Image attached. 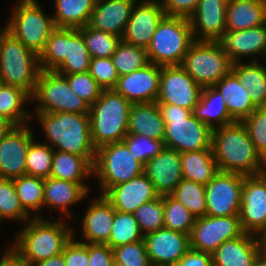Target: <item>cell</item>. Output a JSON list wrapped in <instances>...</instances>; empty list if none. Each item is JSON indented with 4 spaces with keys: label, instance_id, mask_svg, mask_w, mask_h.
Masks as SVG:
<instances>
[{
    "label": "cell",
    "instance_id": "obj_1",
    "mask_svg": "<svg viewBox=\"0 0 266 266\" xmlns=\"http://www.w3.org/2000/svg\"><path fill=\"white\" fill-rule=\"evenodd\" d=\"M53 219V220H52ZM61 220L31 218L15 234L10 250L26 265L57 256L74 236V231Z\"/></svg>",
    "mask_w": 266,
    "mask_h": 266
},
{
    "label": "cell",
    "instance_id": "obj_2",
    "mask_svg": "<svg viewBox=\"0 0 266 266\" xmlns=\"http://www.w3.org/2000/svg\"><path fill=\"white\" fill-rule=\"evenodd\" d=\"M46 144L54 150L85 157L94 164L96 148L91 137L89 114L35 112Z\"/></svg>",
    "mask_w": 266,
    "mask_h": 266
},
{
    "label": "cell",
    "instance_id": "obj_3",
    "mask_svg": "<svg viewBox=\"0 0 266 266\" xmlns=\"http://www.w3.org/2000/svg\"><path fill=\"white\" fill-rule=\"evenodd\" d=\"M211 148L219 171L245 176L261 174V155L242 122L212 130Z\"/></svg>",
    "mask_w": 266,
    "mask_h": 266
},
{
    "label": "cell",
    "instance_id": "obj_4",
    "mask_svg": "<svg viewBox=\"0 0 266 266\" xmlns=\"http://www.w3.org/2000/svg\"><path fill=\"white\" fill-rule=\"evenodd\" d=\"M131 107L132 103L114 89L102 91L89 109L91 137L96 149L123 141L128 134Z\"/></svg>",
    "mask_w": 266,
    "mask_h": 266
},
{
    "label": "cell",
    "instance_id": "obj_5",
    "mask_svg": "<svg viewBox=\"0 0 266 266\" xmlns=\"http://www.w3.org/2000/svg\"><path fill=\"white\" fill-rule=\"evenodd\" d=\"M165 123L167 148L184 153L212 149V130L199 121L190 109L172 104H158Z\"/></svg>",
    "mask_w": 266,
    "mask_h": 266
},
{
    "label": "cell",
    "instance_id": "obj_6",
    "mask_svg": "<svg viewBox=\"0 0 266 266\" xmlns=\"http://www.w3.org/2000/svg\"><path fill=\"white\" fill-rule=\"evenodd\" d=\"M38 55L4 28L0 29V76L2 84L34 94L40 73Z\"/></svg>",
    "mask_w": 266,
    "mask_h": 266
},
{
    "label": "cell",
    "instance_id": "obj_7",
    "mask_svg": "<svg viewBox=\"0 0 266 266\" xmlns=\"http://www.w3.org/2000/svg\"><path fill=\"white\" fill-rule=\"evenodd\" d=\"M193 41L187 18L165 15L146 49L149 62L159 66L181 65Z\"/></svg>",
    "mask_w": 266,
    "mask_h": 266
},
{
    "label": "cell",
    "instance_id": "obj_8",
    "mask_svg": "<svg viewBox=\"0 0 266 266\" xmlns=\"http://www.w3.org/2000/svg\"><path fill=\"white\" fill-rule=\"evenodd\" d=\"M4 29L39 55L56 28L53 16H46L36 0H18Z\"/></svg>",
    "mask_w": 266,
    "mask_h": 266
},
{
    "label": "cell",
    "instance_id": "obj_9",
    "mask_svg": "<svg viewBox=\"0 0 266 266\" xmlns=\"http://www.w3.org/2000/svg\"><path fill=\"white\" fill-rule=\"evenodd\" d=\"M144 172V166L135 159L122 142L105 144L96 149L93 175L99 181L100 194L111 187L127 182Z\"/></svg>",
    "mask_w": 266,
    "mask_h": 266
},
{
    "label": "cell",
    "instance_id": "obj_10",
    "mask_svg": "<svg viewBox=\"0 0 266 266\" xmlns=\"http://www.w3.org/2000/svg\"><path fill=\"white\" fill-rule=\"evenodd\" d=\"M229 56L219 41L194 40L181 66L201 86H214L232 68Z\"/></svg>",
    "mask_w": 266,
    "mask_h": 266
},
{
    "label": "cell",
    "instance_id": "obj_11",
    "mask_svg": "<svg viewBox=\"0 0 266 266\" xmlns=\"http://www.w3.org/2000/svg\"><path fill=\"white\" fill-rule=\"evenodd\" d=\"M31 100L39 103L35 112L89 114L90 109L70 88L67 79L55 71H40Z\"/></svg>",
    "mask_w": 266,
    "mask_h": 266
},
{
    "label": "cell",
    "instance_id": "obj_12",
    "mask_svg": "<svg viewBox=\"0 0 266 266\" xmlns=\"http://www.w3.org/2000/svg\"><path fill=\"white\" fill-rule=\"evenodd\" d=\"M244 233L239 215L227 217L206 215L195 219L189 235L190 249L213 254L222 243Z\"/></svg>",
    "mask_w": 266,
    "mask_h": 266
},
{
    "label": "cell",
    "instance_id": "obj_13",
    "mask_svg": "<svg viewBox=\"0 0 266 266\" xmlns=\"http://www.w3.org/2000/svg\"><path fill=\"white\" fill-rule=\"evenodd\" d=\"M244 175L219 171L205 185L206 215L227 217L239 215Z\"/></svg>",
    "mask_w": 266,
    "mask_h": 266
},
{
    "label": "cell",
    "instance_id": "obj_14",
    "mask_svg": "<svg viewBox=\"0 0 266 266\" xmlns=\"http://www.w3.org/2000/svg\"><path fill=\"white\" fill-rule=\"evenodd\" d=\"M202 89L181 65L161 66L156 103L177 105L193 112Z\"/></svg>",
    "mask_w": 266,
    "mask_h": 266
},
{
    "label": "cell",
    "instance_id": "obj_15",
    "mask_svg": "<svg viewBox=\"0 0 266 266\" xmlns=\"http://www.w3.org/2000/svg\"><path fill=\"white\" fill-rule=\"evenodd\" d=\"M239 218L245 233H266V175H244Z\"/></svg>",
    "mask_w": 266,
    "mask_h": 266
},
{
    "label": "cell",
    "instance_id": "obj_16",
    "mask_svg": "<svg viewBox=\"0 0 266 266\" xmlns=\"http://www.w3.org/2000/svg\"><path fill=\"white\" fill-rule=\"evenodd\" d=\"M26 125L15 126L0 139V178L15 179L26 175V157L33 130Z\"/></svg>",
    "mask_w": 266,
    "mask_h": 266
},
{
    "label": "cell",
    "instance_id": "obj_17",
    "mask_svg": "<svg viewBox=\"0 0 266 266\" xmlns=\"http://www.w3.org/2000/svg\"><path fill=\"white\" fill-rule=\"evenodd\" d=\"M143 240L154 266H176L190 250L189 235L165 227L145 235Z\"/></svg>",
    "mask_w": 266,
    "mask_h": 266
},
{
    "label": "cell",
    "instance_id": "obj_18",
    "mask_svg": "<svg viewBox=\"0 0 266 266\" xmlns=\"http://www.w3.org/2000/svg\"><path fill=\"white\" fill-rule=\"evenodd\" d=\"M165 16L159 0L136 2L127 22L122 41L147 49L159 21Z\"/></svg>",
    "mask_w": 266,
    "mask_h": 266
},
{
    "label": "cell",
    "instance_id": "obj_19",
    "mask_svg": "<svg viewBox=\"0 0 266 266\" xmlns=\"http://www.w3.org/2000/svg\"><path fill=\"white\" fill-rule=\"evenodd\" d=\"M160 74L161 66L149 63L139 70L119 76L114 90L132 104L156 102Z\"/></svg>",
    "mask_w": 266,
    "mask_h": 266
},
{
    "label": "cell",
    "instance_id": "obj_20",
    "mask_svg": "<svg viewBox=\"0 0 266 266\" xmlns=\"http://www.w3.org/2000/svg\"><path fill=\"white\" fill-rule=\"evenodd\" d=\"M227 3L228 0H199L188 19L194 40L218 41L223 36Z\"/></svg>",
    "mask_w": 266,
    "mask_h": 266
},
{
    "label": "cell",
    "instance_id": "obj_21",
    "mask_svg": "<svg viewBox=\"0 0 266 266\" xmlns=\"http://www.w3.org/2000/svg\"><path fill=\"white\" fill-rule=\"evenodd\" d=\"M144 173L159 196L171 195L183 179L181 154L165 147L161 153L146 163Z\"/></svg>",
    "mask_w": 266,
    "mask_h": 266
},
{
    "label": "cell",
    "instance_id": "obj_22",
    "mask_svg": "<svg viewBox=\"0 0 266 266\" xmlns=\"http://www.w3.org/2000/svg\"><path fill=\"white\" fill-rule=\"evenodd\" d=\"M218 41L232 63L241 62L242 56H251V61H257L258 55L266 57V24L245 30L225 31Z\"/></svg>",
    "mask_w": 266,
    "mask_h": 266
},
{
    "label": "cell",
    "instance_id": "obj_23",
    "mask_svg": "<svg viewBox=\"0 0 266 266\" xmlns=\"http://www.w3.org/2000/svg\"><path fill=\"white\" fill-rule=\"evenodd\" d=\"M104 196L116 211L134 213L142 204L156 199L159 195L147 175H141L111 187Z\"/></svg>",
    "mask_w": 266,
    "mask_h": 266
},
{
    "label": "cell",
    "instance_id": "obj_24",
    "mask_svg": "<svg viewBox=\"0 0 266 266\" xmlns=\"http://www.w3.org/2000/svg\"><path fill=\"white\" fill-rule=\"evenodd\" d=\"M81 233L85 243L106 244L109 241L115 209L104 196L94 197L83 215Z\"/></svg>",
    "mask_w": 266,
    "mask_h": 266
},
{
    "label": "cell",
    "instance_id": "obj_25",
    "mask_svg": "<svg viewBox=\"0 0 266 266\" xmlns=\"http://www.w3.org/2000/svg\"><path fill=\"white\" fill-rule=\"evenodd\" d=\"M138 0H96L88 25L122 37Z\"/></svg>",
    "mask_w": 266,
    "mask_h": 266
},
{
    "label": "cell",
    "instance_id": "obj_26",
    "mask_svg": "<svg viewBox=\"0 0 266 266\" xmlns=\"http://www.w3.org/2000/svg\"><path fill=\"white\" fill-rule=\"evenodd\" d=\"M261 251L259 236L243 235L222 243L212 254L213 266H253Z\"/></svg>",
    "mask_w": 266,
    "mask_h": 266
},
{
    "label": "cell",
    "instance_id": "obj_27",
    "mask_svg": "<svg viewBox=\"0 0 266 266\" xmlns=\"http://www.w3.org/2000/svg\"><path fill=\"white\" fill-rule=\"evenodd\" d=\"M90 192L80 183L48 177L44 184L43 208H57L59 213L71 218L70 206L80 203ZM87 195V196H86ZM52 208V209H51Z\"/></svg>",
    "mask_w": 266,
    "mask_h": 266
},
{
    "label": "cell",
    "instance_id": "obj_28",
    "mask_svg": "<svg viewBox=\"0 0 266 266\" xmlns=\"http://www.w3.org/2000/svg\"><path fill=\"white\" fill-rule=\"evenodd\" d=\"M226 31H239L266 24V0H228Z\"/></svg>",
    "mask_w": 266,
    "mask_h": 266
},
{
    "label": "cell",
    "instance_id": "obj_29",
    "mask_svg": "<svg viewBox=\"0 0 266 266\" xmlns=\"http://www.w3.org/2000/svg\"><path fill=\"white\" fill-rule=\"evenodd\" d=\"M128 134L144 135L157 140L164 139L165 123L156 102L132 104Z\"/></svg>",
    "mask_w": 266,
    "mask_h": 266
},
{
    "label": "cell",
    "instance_id": "obj_30",
    "mask_svg": "<svg viewBox=\"0 0 266 266\" xmlns=\"http://www.w3.org/2000/svg\"><path fill=\"white\" fill-rule=\"evenodd\" d=\"M214 87L222 95L230 116L236 122H241L257 108L251 101L248 90L232 71L222 77Z\"/></svg>",
    "mask_w": 266,
    "mask_h": 266
},
{
    "label": "cell",
    "instance_id": "obj_31",
    "mask_svg": "<svg viewBox=\"0 0 266 266\" xmlns=\"http://www.w3.org/2000/svg\"><path fill=\"white\" fill-rule=\"evenodd\" d=\"M193 115L211 130L236 122L229 114L226 103L214 86L204 87Z\"/></svg>",
    "mask_w": 266,
    "mask_h": 266
},
{
    "label": "cell",
    "instance_id": "obj_32",
    "mask_svg": "<svg viewBox=\"0 0 266 266\" xmlns=\"http://www.w3.org/2000/svg\"><path fill=\"white\" fill-rule=\"evenodd\" d=\"M92 175L93 165L85 157L54 150L49 177L80 183L89 191L84 180Z\"/></svg>",
    "mask_w": 266,
    "mask_h": 266
},
{
    "label": "cell",
    "instance_id": "obj_33",
    "mask_svg": "<svg viewBox=\"0 0 266 266\" xmlns=\"http://www.w3.org/2000/svg\"><path fill=\"white\" fill-rule=\"evenodd\" d=\"M183 179L207 185L219 172L212 149L181 153Z\"/></svg>",
    "mask_w": 266,
    "mask_h": 266
},
{
    "label": "cell",
    "instance_id": "obj_34",
    "mask_svg": "<svg viewBox=\"0 0 266 266\" xmlns=\"http://www.w3.org/2000/svg\"><path fill=\"white\" fill-rule=\"evenodd\" d=\"M231 71L248 90L253 104L266 107V66L258 61H250L248 64L241 61L233 63Z\"/></svg>",
    "mask_w": 266,
    "mask_h": 266
},
{
    "label": "cell",
    "instance_id": "obj_35",
    "mask_svg": "<svg viewBox=\"0 0 266 266\" xmlns=\"http://www.w3.org/2000/svg\"><path fill=\"white\" fill-rule=\"evenodd\" d=\"M96 0H54L55 27L79 29L89 23Z\"/></svg>",
    "mask_w": 266,
    "mask_h": 266
},
{
    "label": "cell",
    "instance_id": "obj_36",
    "mask_svg": "<svg viewBox=\"0 0 266 266\" xmlns=\"http://www.w3.org/2000/svg\"><path fill=\"white\" fill-rule=\"evenodd\" d=\"M90 59L81 31L67 28L66 57L54 71L60 75L85 73L89 71Z\"/></svg>",
    "mask_w": 266,
    "mask_h": 266
},
{
    "label": "cell",
    "instance_id": "obj_37",
    "mask_svg": "<svg viewBox=\"0 0 266 266\" xmlns=\"http://www.w3.org/2000/svg\"><path fill=\"white\" fill-rule=\"evenodd\" d=\"M29 101L31 96L23 89L6 84L0 86V116L15 126L29 124L28 120L33 119V114L24 107Z\"/></svg>",
    "mask_w": 266,
    "mask_h": 266
},
{
    "label": "cell",
    "instance_id": "obj_38",
    "mask_svg": "<svg viewBox=\"0 0 266 266\" xmlns=\"http://www.w3.org/2000/svg\"><path fill=\"white\" fill-rule=\"evenodd\" d=\"M13 183L24 211L31 218H42L39 211L43 208L45 179L23 175L13 179Z\"/></svg>",
    "mask_w": 266,
    "mask_h": 266
},
{
    "label": "cell",
    "instance_id": "obj_39",
    "mask_svg": "<svg viewBox=\"0 0 266 266\" xmlns=\"http://www.w3.org/2000/svg\"><path fill=\"white\" fill-rule=\"evenodd\" d=\"M67 28L56 27L38 55L40 70L54 71L66 57Z\"/></svg>",
    "mask_w": 266,
    "mask_h": 266
},
{
    "label": "cell",
    "instance_id": "obj_40",
    "mask_svg": "<svg viewBox=\"0 0 266 266\" xmlns=\"http://www.w3.org/2000/svg\"><path fill=\"white\" fill-rule=\"evenodd\" d=\"M171 196L182 203L195 218L206 216L205 185L182 179Z\"/></svg>",
    "mask_w": 266,
    "mask_h": 266
},
{
    "label": "cell",
    "instance_id": "obj_41",
    "mask_svg": "<svg viewBox=\"0 0 266 266\" xmlns=\"http://www.w3.org/2000/svg\"><path fill=\"white\" fill-rule=\"evenodd\" d=\"M144 235L133 213H122L115 210V217L109 241L106 243L114 249L118 246L143 240Z\"/></svg>",
    "mask_w": 266,
    "mask_h": 266
},
{
    "label": "cell",
    "instance_id": "obj_42",
    "mask_svg": "<svg viewBox=\"0 0 266 266\" xmlns=\"http://www.w3.org/2000/svg\"><path fill=\"white\" fill-rule=\"evenodd\" d=\"M79 30L91 58L111 57L122 41V37L91 28L88 24Z\"/></svg>",
    "mask_w": 266,
    "mask_h": 266
},
{
    "label": "cell",
    "instance_id": "obj_43",
    "mask_svg": "<svg viewBox=\"0 0 266 266\" xmlns=\"http://www.w3.org/2000/svg\"><path fill=\"white\" fill-rule=\"evenodd\" d=\"M111 58L118 76L132 73L150 63L146 49L127 44L123 41L118 45Z\"/></svg>",
    "mask_w": 266,
    "mask_h": 266
},
{
    "label": "cell",
    "instance_id": "obj_44",
    "mask_svg": "<svg viewBox=\"0 0 266 266\" xmlns=\"http://www.w3.org/2000/svg\"><path fill=\"white\" fill-rule=\"evenodd\" d=\"M6 219L25 223L31 216L21 205L13 179L0 178V223Z\"/></svg>",
    "mask_w": 266,
    "mask_h": 266
},
{
    "label": "cell",
    "instance_id": "obj_45",
    "mask_svg": "<svg viewBox=\"0 0 266 266\" xmlns=\"http://www.w3.org/2000/svg\"><path fill=\"white\" fill-rule=\"evenodd\" d=\"M195 217L171 195L164 196V227L190 235L195 224Z\"/></svg>",
    "mask_w": 266,
    "mask_h": 266
},
{
    "label": "cell",
    "instance_id": "obj_46",
    "mask_svg": "<svg viewBox=\"0 0 266 266\" xmlns=\"http://www.w3.org/2000/svg\"><path fill=\"white\" fill-rule=\"evenodd\" d=\"M54 149L45 142L30 143L26 157V175L48 178L52 170Z\"/></svg>",
    "mask_w": 266,
    "mask_h": 266
},
{
    "label": "cell",
    "instance_id": "obj_47",
    "mask_svg": "<svg viewBox=\"0 0 266 266\" xmlns=\"http://www.w3.org/2000/svg\"><path fill=\"white\" fill-rule=\"evenodd\" d=\"M145 236L164 227V196L142 204L133 213Z\"/></svg>",
    "mask_w": 266,
    "mask_h": 266
},
{
    "label": "cell",
    "instance_id": "obj_48",
    "mask_svg": "<svg viewBox=\"0 0 266 266\" xmlns=\"http://www.w3.org/2000/svg\"><path fill=\"white\" fill-rule=\"evenodd\" d=\"M123 142L127 145L131 154L134 155L143 166L156 157L165 149L163 140L148 138L144 135L127 134Z\"/></svg>",
    "mask_w": 266,
    "mask_h": 266
},
{
    "label": "cell",
    "instance_id": "obj_49",
    "mask_svg": "<svg viewBox=\"0 0 266 266\" xmlns=\"http://www.w3.org/2000/svg\"><path fill=\"white\" fill-rule=\"evenodd\" d=\"M241 122L245 126L257 152L262 156L266 152V107H257Z\"/></svg>",
    "mask_w": 266,
    "mask_h": 266
},
{
    "label": "cell",
    "instance_id": "obj_50",
    "mask_svg": "<svg viewBox=\"0 0 266 266\" xmlns=\"http://www.w3.org/2000/svg\"><path fill=\"white\" fill-rule=\"evenodd\" d=\"M63 76L67 79L70 88L89 106L100 97L103 91L89 72L67 74Z\"/></svg>",
    "mask_w": 266,
    "mask_h": 266
},
{
    "label": "cell",
    "instance_id": "obj_51",
    "mask_svg": "<svg viewBox=\"0 0 266 266\" xmlns=\"http://www.w3.org/2000/svg\"><path fill=\"white\" fill-rule=\"evenodd\" d=\"M114 260L125 266H152L144 240L113 249Z\"/></svg>",
    "mask_w": 266,
    "mask_h": 266
},
{
    "label": "cell",
    "instance_id": "obj_52",
    "mask_svg": "<svg viewBox=\"0 0 266 266\" xmlns=\"http://www.w3.org/2000/svg\"><path fill=\"white\" fill-rule=\"evenodd\" d=\"M88 72L103 90L114 89L119 78L111 57L91 58Z\"/></svg>",
    "mask_w": 266,
    "mask_h": 266
},
{
    "label": "cell",
    "instance_id": "obj_53",
    "mask_svg": "<svg viewBox=\"0 0 266 266\" xmlns=\"http://www.w3.org/2000/svg\"><path fill=\"white\" fill-rule=\"evenodd\" d=\"M74 237L65 245L62 252L65 266H89L87 243L75 241Z\"/></svg>",
    "mask_w": 266,
    "mask_h": 266
},
{
    "label": "cell",
    "instance_id": "obj_54",
    "mask_svg": "<svg viewBox=\"0 0 266 266\" xmlns=\"http://www.w3.org/2000/svg\"><path fill=\"white\" fill-rule=\"evenodd\" d=\"M159 2L165 15L189 19L199 0H159Z\"/></svg>",
    "mask_w": 266,
    "mask_h": 266
},
{
    "label": "cell",
    "instance_id": "obj_55",
    "mask_svg": "<svg viewBox=\"0 0 266 266\" xmlns=\"http://www.w3.org/2000/svg\"><path fill=\"white\" fill-rule=\"evenodd\" d=\"M89 266H111L114 260L113 249L107 244L87 243Z\"/></svg>",
    "mask_w": 266,
    "mask_h": 266
},
{
    "label": "cell",
    "instance_id": "obj_56",
    "mask_svg": "<svg viewBox=\"0 0 266 266\" xmlns=\"http://www.w3.org/2000/svg\"><path fill=\"white\" fill-rule=\"evenodd\" d=\"M176 266H213L212 254L190 249Z\"/></svg>",
    "mask_w": 266,
    "mask_h": 266
},
{
    "label": "cell",
    "instance_id": "obj_57",
    "mask_svg": "<svg viewBox=\"0 0 266 266\" xmlns=\"http://www.w3.org/2000/svg\"><path fill=\"white\" fill-rule=\"evenodd\" d=\"M0 266H26L11 250L10 246L4 251L0 259Z\"/></svg>",
    "mask_w": 266,
    "mask_h": 266
},
{
    "label": "cell",
    "instance_id": "obj_58",
    "mask_svg": "<svg viewBox=\"0 0 266 266\" xmlns=\"http://www.w3.org/2000/svg\"><path fill=\"white\" fill-rule=\"evenodd\" d=\"M32 266H65L63 254L41 260Z\"/></svg>",
    "mask_w": 266,
    "mask_h": 266
},
{
    "label": "cell",
    "instance_id": "obj_59",
    "mask_svg": "<svg viewBox=\"0 0 266 266\" xmlns=\"http://www.w3.org/2000/svg\"><path fill=\"white\" fill-rule=\"evenodd\" d=\"M15 125L7 118L0 116V139L4 137Z\"/></svg>",
    "mask_w": 266,
    "mask_h": 266
},
{
    "label": "cell",
    "instance_id": "obj_60",
    "mask_svg": "<svg viewBox=\"0 0 266 266\" xmlns=\"http://www.w3.org/2000/svg\"><path fill=\"white\" fill-rule=\"evenodd\" d=\"M253 266H266V256L261 251L256 256Z\"/></svg>",
    "mask_w": 266,
    "mask_h": 266
},
{
    "label": "cell",
    "instance_id": "obj_61",
    "mask_svg": "<svg viewBox=\"0 0 266 266\" xmlns=\"http://www.w3.org/2000/svg\"><path fill=\"white\" fill-rule=\"evenodd\" d=\"M261 252L266 256V233L259 236Z\"/></svg>",
    "mask_w": 266,
    "mask_h": 266
},
{
    "label": "cell",
    "instance_id": "obj_62",
    "mask_svg": "<svg viewBox=\"0 0 266 266\" xmlns=\"http://www.w3.org/2000/svg\"><path fill=\"white\" fill-rule=\"evenodd\" d=\"M261 174L266 175V152L261 156Z\"/></svg>",
    "mask_w": 266,
    "mask_h": 266
},
{
    "label": "cell",
    "instance_id": "obj_63",
    "mask_svg": "<svg viewBox=\"0 0 266 266\" xmlns=\"http://www.w3.org/2000/svg\"><path fill=\"white\" fill-rule=\"evenodd\" d=\"M111 266H125V265H123V264H121V263H118L117 261L113 260Z\"/></svg>",
    "mask_w": 266,
    "mask_h": 266
}]
</instances>
